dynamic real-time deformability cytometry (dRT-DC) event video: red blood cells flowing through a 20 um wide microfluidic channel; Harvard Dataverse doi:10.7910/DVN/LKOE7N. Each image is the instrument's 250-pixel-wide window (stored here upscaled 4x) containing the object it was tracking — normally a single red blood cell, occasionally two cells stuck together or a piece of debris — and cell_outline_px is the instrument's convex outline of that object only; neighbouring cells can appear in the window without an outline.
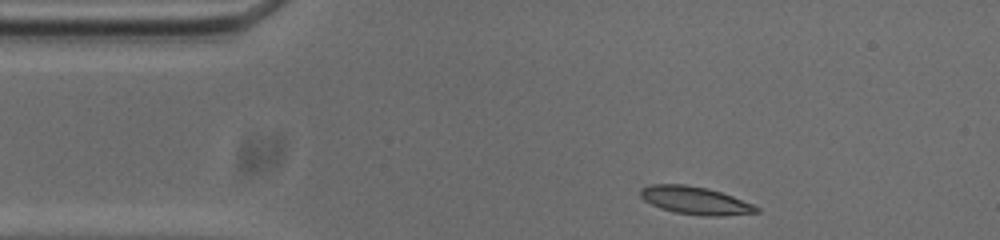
{"species": "common noctule bat (a hibernating species)", "species_latin": "Nyctalus noctula", "temperature_condition": "cold", "stored_images_in_passage": 46, "camera_frame_rate_fps": 3000, "um_per_image_px": 0.085, "animal": {"sex": "male", "body_mass_g": 20.0, "forearm_length_mm": 53.3}, "frame": {"image": 1, "passage_image": 1, "time_ms": 0.0, "image_size_px": [1000, 240], "cell_outline_px": [[760, 212], [724, 216], [700, 216], [676, 212], [660, 208], [644, 200], [640, 196], [640, 188], [652, 184], [684, 184], [708, 188], [732, 196], [752, 204], [760, 208]], "centroid_in_image_um": [59.09, 17.04], "position_along_channel_um": 25.9, "area_um2": 18.79}}
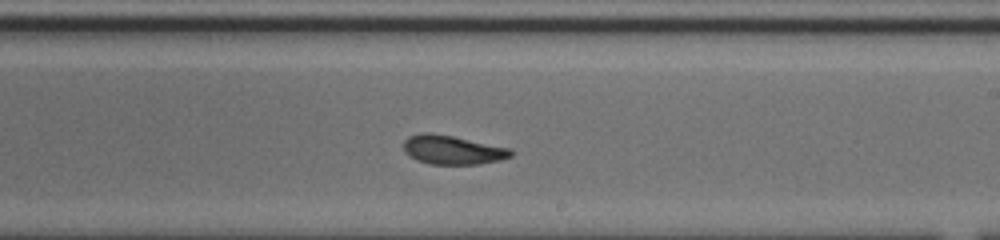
{"frame": {"image": 2, "passage_image": 23, "time_ms": 7.333, "image_size_px": [1000, 240], "cell_outline_px": [[512, 156], [500, 160], [480, 164], [428, 164], [416, 160], [404, 152], [404, 140], [408, 136], [420, 132], [428, 132], [452, 136], [512, 148]], "centroid_in_image_um": [38.45, 12.74], "position_along_channel_um": 250.5, "area_um2": 18.26}}
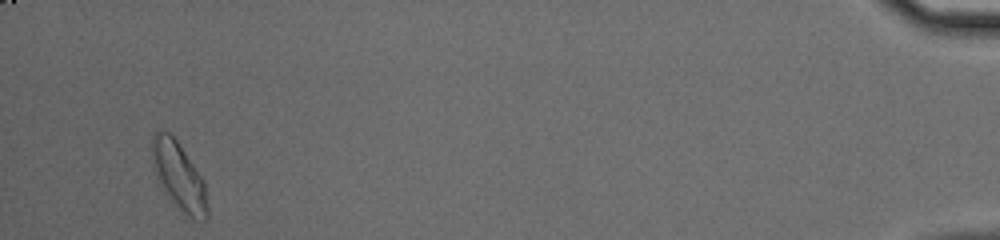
{"frame": {"image": 3, "passage_image": 44, "time_ms": 14.333, "image_size_px": [1000, 240], "cell_outline_px": [[208, 220], [196, 220], [188, 216], [172, 204], [156, 180], [152, 168], [152, 136], [156, 132], [164, 128], [176, 140], [204, 180], [208, 204]], "centroid_in_image_um": [15.19, 15.01], "position_along_channel_um": 420.0, "area_um2": 22.25}, "authors_computed_cell_mechanics": {"area_um2": 18.4093, "velocity_mm_per_s": 3.7107, "shape_relaxation_time_tau1_ms": 10.8792, "shape_relaxation_time_tau2_ms": 1.9512, "deformation_change_tau1": 0.2316, "deformation_change_tau2": 0.0802}}